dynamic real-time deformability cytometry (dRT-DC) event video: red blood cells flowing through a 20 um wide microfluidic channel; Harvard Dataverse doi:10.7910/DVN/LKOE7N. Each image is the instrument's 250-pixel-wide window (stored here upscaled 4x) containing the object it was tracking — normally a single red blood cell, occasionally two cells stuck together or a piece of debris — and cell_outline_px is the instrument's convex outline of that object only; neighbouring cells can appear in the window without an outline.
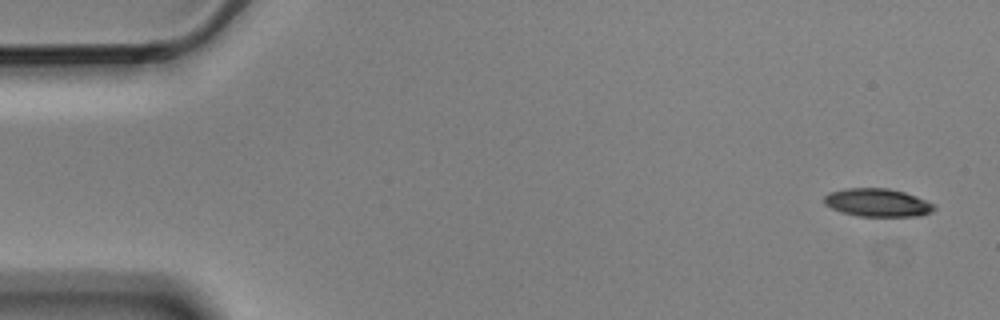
{"species": "Egyptian fruit bat (a non-hibernating species)", "species_latin": "Rousettus aegyptiacus", "temperature_condition": "cold", "stored_images_in_passage": 4, "camera_frame_rate_fps": 3000, "um_per_image_px": 0.085, "animal": {"sex": "male"}, "frame": {"image": 1, "passage_image": 1, "time_ms": 0.0, "image_size_px": [1000, 320], "cell_outline_px": [[936, 208], [932, 212], [920, 216], [860, 216], [840, 212], [824, 204], [824, 196], [828, 192], [848, 188], [888, 188], [904, 192], [916, 196], [932, 204]], "centroid_in_image_um": [74.56, 17.22], "position_along_channel_um": 10.4, "area_um2": 17.98}}
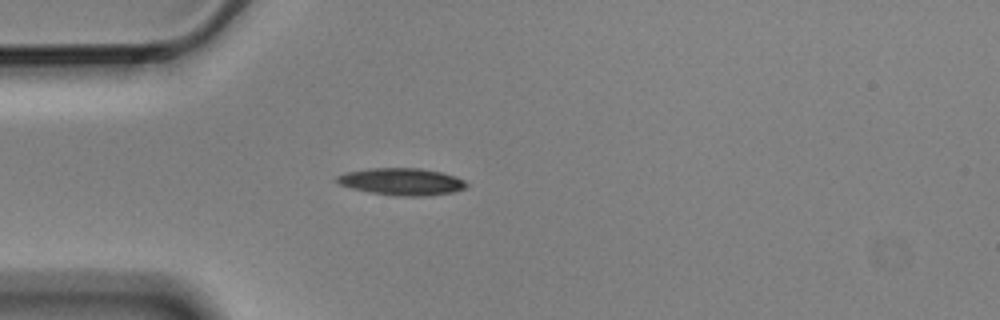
{"frame": {"image": 2, "passage_image": 4, "time_ms": 1.0, "image_size_px": [1000, 320], "cell_outline_px": [[468, 184], [464, 188], [452, 192], [428, 196], [396, 196], [368, 192], [352, 188], [340, 184], [332, 180], [336, 176], [344, 172], [368, 168], [420, 168], [440, 172], [456, 176], [464, 180]], "centroid_in_image_um": [34.1, 15.43], "position_along_channel_um": 50.9, "area_um2": 20.63}}